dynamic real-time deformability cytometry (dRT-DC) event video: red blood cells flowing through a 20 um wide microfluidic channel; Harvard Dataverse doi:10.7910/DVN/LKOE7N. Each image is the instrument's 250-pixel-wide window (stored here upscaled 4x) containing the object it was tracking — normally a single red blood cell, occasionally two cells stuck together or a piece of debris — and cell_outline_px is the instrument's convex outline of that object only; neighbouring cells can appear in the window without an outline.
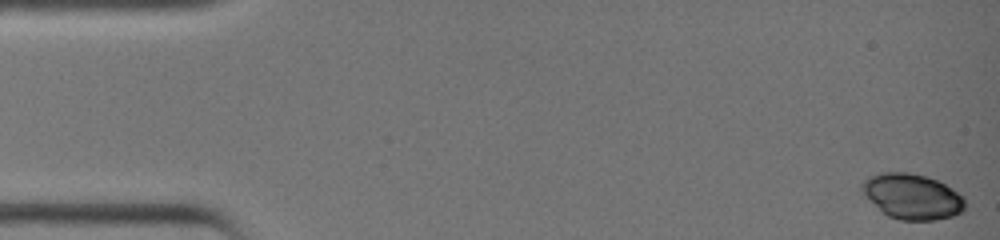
{"species": "common noctule bat (a hibernating species)", "species_latin": "Nyctalus noctula", "temperature_condition": "warm", "stored_images_in_passage": 26, "camera_frame_rate_fps": 3000, "um_per_image_px": 0.085, "animal": {"sex": "female", "body_mass_g": 19.0, "forearm_length_mm": 51.5}, "frame": {"image": 1, "passage_image": 1, "time_ms": 0.0, "image_size_px": [1000, 240], "cell_outline_px": [[964, 212], [952, 216], [936, 220], [900, 220], [888, 216], [860, 188], [860, 184], [868, 176], [880, 172], [908, 172], [924, 176], [936, 180], [944, 184], [964, 196]], "centroid_in_image_um": [77.56, 16.69], "position_along_channel_um": 7.4, "area_um2": 26.93}}
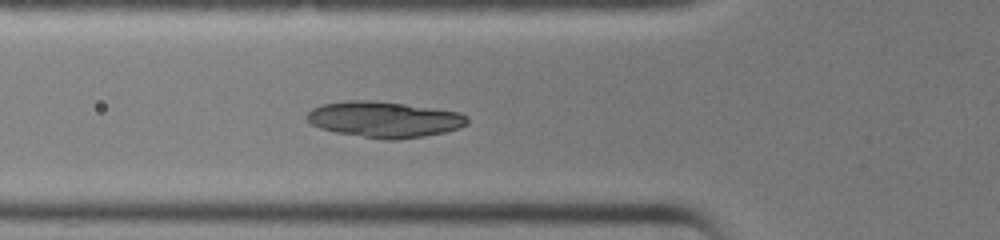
{"frame": {"image": 2, "passage_image": 15, "time_ms": 4.667, "image_size_px": [1000, 240], "cell_outline_px": [[468, 124], [460, 128], [444, 132], [424, 136], [396, 140], [388, 140], [336, 132], [320, 128], [312, 124], [304, 116], [312, 108], [324, 104], [348, 100], [376, 100], [460, 112], [468, 116]], "centroid_in_image_um": [32.68, 10.15], "position_along_channel_um": 93.1, "area_um2": 33.52}}
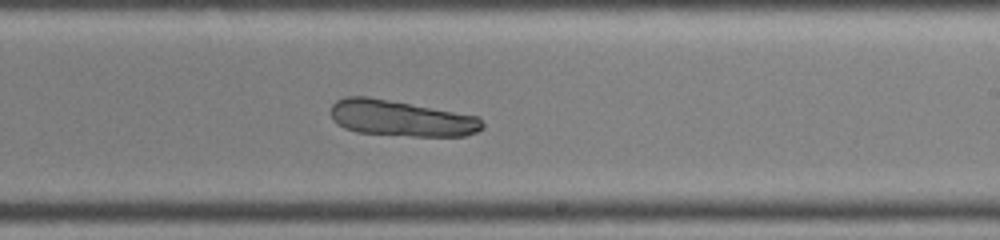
{"frame": {"image": 3, "passage_image": 25, "time_ms": 8.0, "image_size_px": [1000, 240], "cell_outline_px": [[484, 128], [476, 132], [464, 136], [412, 136], [356, 132], [344, 128], [336, 124], [332, 120], [328, 112], [332, 104], [336, 100], [344, 96], [368, 96], [480, 116], [484, 124]], "centroid_in_image_um": [34.05, 10.05], "position_along_channel_um": 254.9, "area_um2": 32.25}}